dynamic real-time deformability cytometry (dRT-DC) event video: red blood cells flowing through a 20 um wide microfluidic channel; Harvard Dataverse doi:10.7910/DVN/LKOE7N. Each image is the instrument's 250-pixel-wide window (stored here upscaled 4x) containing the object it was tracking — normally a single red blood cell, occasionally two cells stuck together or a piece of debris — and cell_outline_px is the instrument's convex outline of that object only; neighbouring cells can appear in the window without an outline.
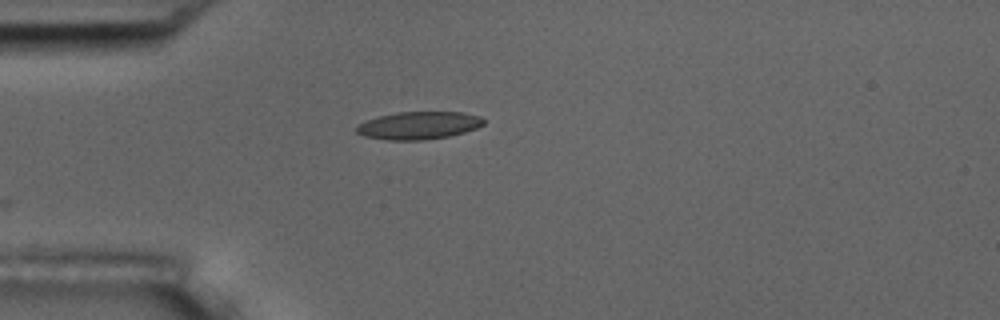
{"species": "common noctule bat (a hibernating species)", "species_latin": "Nyctalus noctula", "temperature_condition": "room temperature", "stored_images_in_passage": 3, "camera_frame_rate_fps": 3000, "um_per_image_px": 0.085, "animal": {"sex": "male", "body_mass_g": 17.5, "forearm_length_mm": 52.3}, "frame": {"image": 1, "passage_image": 3, "time_ms": 2.0, "image_size_px": [1000, 320], "cell_outline_px": [[484, 124], [476, 128], [464, 132], [448, 136], [424, 140], [388, 140], [364, 136], [356, 132], [356, 128], [360, 124], [368, 120], [380, 116], [396, 112], [464, 112], [480, 116], [484, 120]], "centroid_in_image_um": [35.61, 10.66], "position_along_channel_um": 49.4, "area_um2": 20.35}}